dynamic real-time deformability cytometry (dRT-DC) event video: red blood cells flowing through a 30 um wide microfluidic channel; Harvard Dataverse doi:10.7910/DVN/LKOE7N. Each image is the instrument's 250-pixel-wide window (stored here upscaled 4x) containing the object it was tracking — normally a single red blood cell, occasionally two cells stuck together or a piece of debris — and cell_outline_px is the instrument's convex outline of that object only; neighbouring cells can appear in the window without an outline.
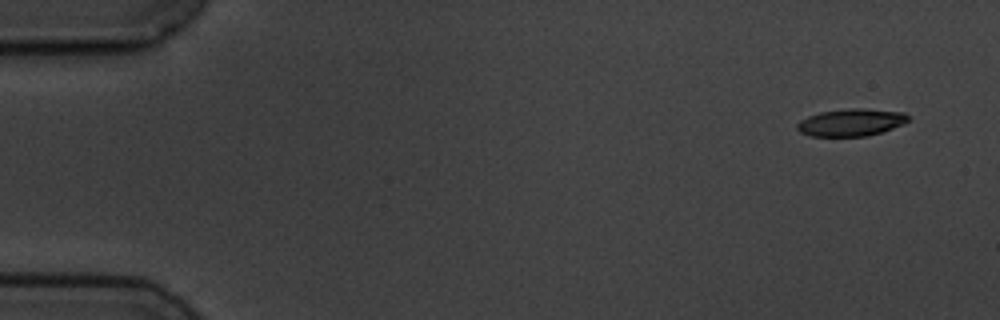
{"species": "common noctule bat (a hibernating species)", "species_latin": "Nyctalus noctula", "temperature_condition": "cold", "stored_images_in_passage": 6, "camera_frame_rate_fps": 3000, "um_per_image_px": 0.085, "animal": {"sex": "male", "body_mass_g": 19.5, "forearm_length_mm": 54.6}, "frame": {"image": 1, "passage_image": 1, "time_ms": 0.0, "image_size_px": [1000, 320], "cell_outline_px": [[908, 120], [904, 124], [868, 136], [808, 136], [800, 132], [796, 128], [796, 124], [800, 120], [808, 116], [820, 112], [852, 108], [864, 108], [904, 112], [908, 116]], "centroid_in_image_um": [72.32, 10.4], "position_along_channel_um": 12.7, "area_um2": 17.69}}
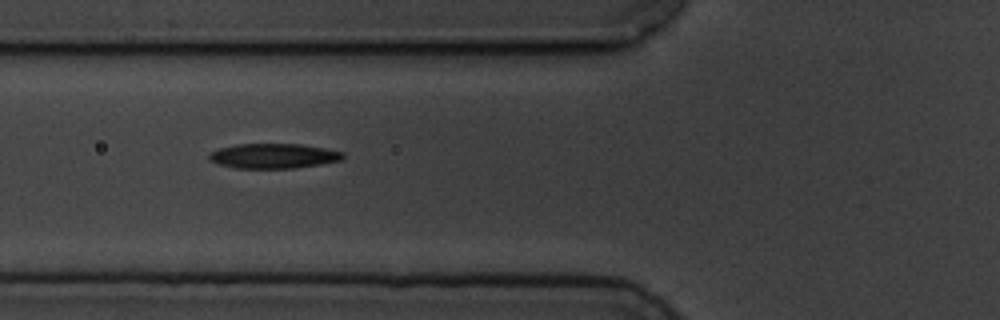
{"frame": {"image": 2, "passage_image": 5, "time_ms": 6.0, "image_size_px": [1000, 320], "cell_outline_px": [[344, 156], [340, 160], [320, 164], [296, 168], [236, 168], [220, 164], [208, 160], [208, 156], [212, 152], [220, 148], [236, 144], [300, 144], [324, 148], [344, 152]], "centroid_in_image_um": [23.25, 13.25], "position_along_channel_um": 102.6, "area_um2": 19.25}}
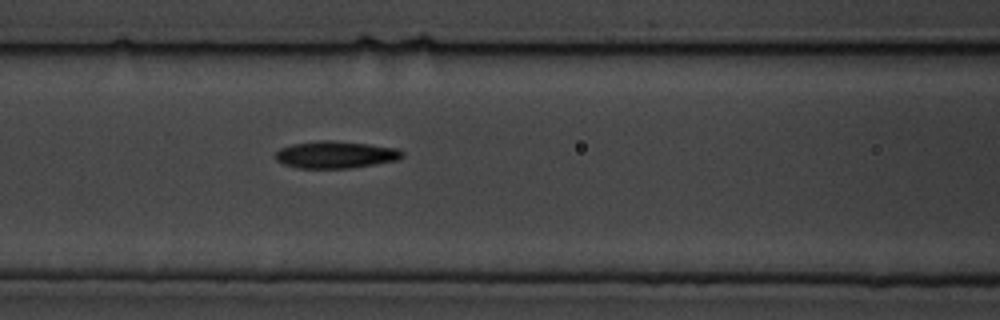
{"frame": {"image": 3, "passage_image": 6, "time_ms": 7.0, "image_size_px": [1000, 320], "cell_outline_px": [[404, 156], [400, 160], [352, 168], [300, 168], [284, 164], [276, 160], [276, 152], [280, 148], [292, 144], [320, 140], [332, 140], [368, 144], [396, 148], [404, 152]], "centroid_in_image_um": [28.56, 13.15], "position_along_channel_um": 138.0, "area_um2": 20.11}}